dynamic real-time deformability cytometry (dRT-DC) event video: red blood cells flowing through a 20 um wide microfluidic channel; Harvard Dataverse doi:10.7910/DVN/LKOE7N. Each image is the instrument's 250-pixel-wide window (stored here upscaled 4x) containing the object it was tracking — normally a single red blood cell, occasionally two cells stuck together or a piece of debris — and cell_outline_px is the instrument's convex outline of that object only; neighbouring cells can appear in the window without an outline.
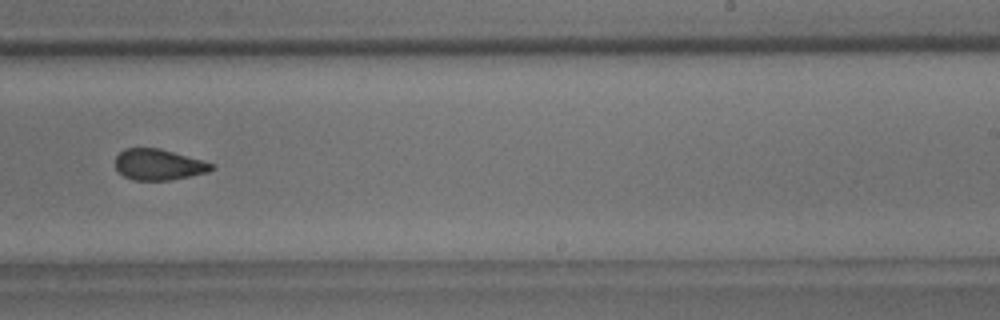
{"species": "common noctule bat (a hibernating species)", "species_latin": "Nyctalus noctula", "temperature_condition": "room temperature", "stored_images_in_passage": 10, "camera_frame_rate_fps": 3000, "um_per_image_px": 0.085, "animal": {"sex": "male", "body_mass_g": 18.8}, "frame": {"image": 1, "passage_image": 10, "time_ms": 10.333, "image_size_px": [1000, 320], "cell_outline_px": [[216, 168], [208, 172], [168, 180], [132, 180], [124, 176], [116, 168], [116, 156], [124, 148], [160, 148], [216, 164]], "centroid_in_image_um": [13.5, 13.98], "position_along_channel_um": 275.5, "area_um2": 17.34}}